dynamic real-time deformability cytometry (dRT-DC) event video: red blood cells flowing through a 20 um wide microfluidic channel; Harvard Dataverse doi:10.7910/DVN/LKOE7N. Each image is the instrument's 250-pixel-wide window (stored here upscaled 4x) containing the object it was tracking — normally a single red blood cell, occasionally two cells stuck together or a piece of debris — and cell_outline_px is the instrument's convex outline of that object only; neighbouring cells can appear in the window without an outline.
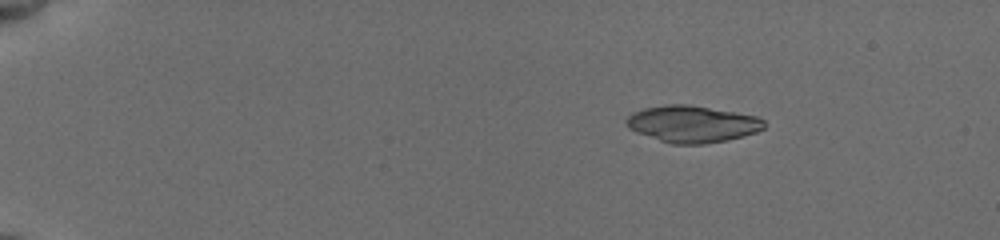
{"species": "common noctule bat (a hibernating species)", "species_latin": "Nyctalus noctula", "temperature_condition": "cold", "stored_images_in_passage": 6, "camera_frame_rate_fps": 3000, "um_per_image_px": 0.085, "animal": {"sex": "female", "body_mass_g": 19.5, "forearm_length_mm": 54.1}, "frame": {"image": 1, "passage_image": 3, "time_ms": 2.333, "image_size_px": [1000, 240], "cell_outline_px": [[764, 128], [756, 132], [744, 136], [728, 140], [704, 144], [672, 144], [636, 132], [628, 128], [624, 124], [624, 120], [632, 112], [644, 108], [668, 104], [688, 104], [756, 116], [764, 120]], "centroid_in_image_um": [58.81, 10.54], "position_along_channel_um": 26.2, "area_um2": 29.54}}